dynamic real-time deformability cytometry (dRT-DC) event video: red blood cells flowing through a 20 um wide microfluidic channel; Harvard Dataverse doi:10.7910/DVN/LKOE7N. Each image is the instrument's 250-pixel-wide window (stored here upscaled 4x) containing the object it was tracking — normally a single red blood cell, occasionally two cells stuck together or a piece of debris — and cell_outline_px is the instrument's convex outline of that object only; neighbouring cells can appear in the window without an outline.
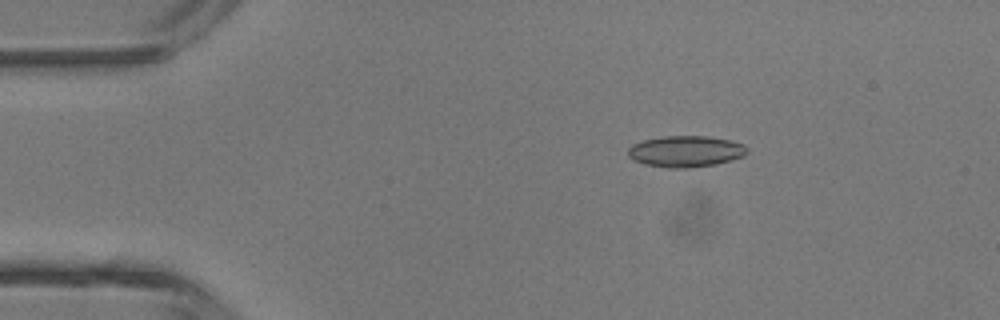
{"species": "common noctule bat (a hibernating species)", "species_latin": "Nyctalus noctula", "temperature_condition": "room temperature", "stored_images_in_passage": 5, "camera_frame_rate_fps": 3000, "um_per_image_px": 0.085, "animal": {"sex": "male", "body_mass_g": 13.3}, "frame": {"image": 1, "passage_image": 2, "time_ms": 1.333, "image_size_px": [1000, 320], "cell_outline_px": [[748, 152], [744, 156], [732, 160], [716, 164], [688, 168], [668, 168], [644, 164], [632, 160], [628, 156], [628, 148], [632, 144], [644, 140], [660, 136], [708, 136], [732, 140], [744, 144], [748, 148]], "centroid_in_image_um": [58.29, 12.86], "position_along_channel_um": 26.7, "area_um2": 22.02}}
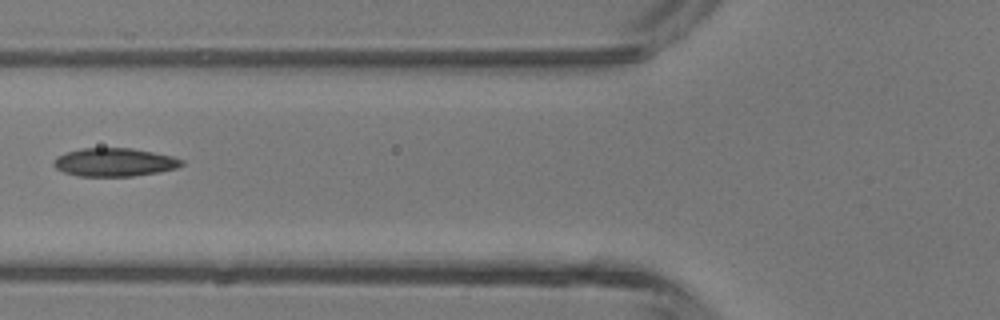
{"frame": {"image": 2, "passage_image": 5, "time_ms": 4.667, "image_size_px": [1000, 320], "cell_outline_px": [[184, 164], [176, 168], [160, 172], [132, 176], [76, 176], [64, 172], [56, 168], [52, 164], [56, 156], [80, 148], [132, 148], [172, 156], [184, 160]], "centroid_in_image_um": [9.72, 13.79], "position_along_channel_um": 116.1, "area_um2": 21.15}}